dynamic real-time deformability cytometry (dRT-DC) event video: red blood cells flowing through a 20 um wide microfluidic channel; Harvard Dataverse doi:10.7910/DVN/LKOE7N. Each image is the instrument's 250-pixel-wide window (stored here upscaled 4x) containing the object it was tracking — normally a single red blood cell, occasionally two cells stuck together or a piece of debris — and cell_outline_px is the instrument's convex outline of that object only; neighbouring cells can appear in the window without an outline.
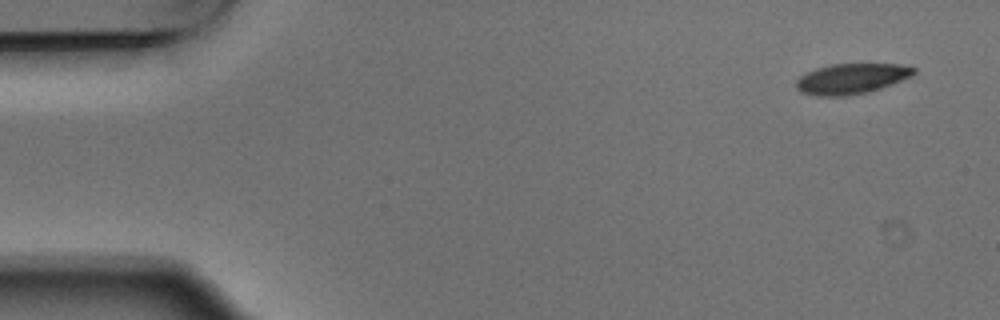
{"species": "Egyptian fruit bat (a non-hibernating species)", "species_latin": "Rousettus aegyptiacus", "temperature_condition": "warm", "stored_images_in_passage": 6, "camera_frame_rate_fps": 3000, "um_per_image_px": 0.085, "animal": {"sex": "male"}, "frame": {"image": 1, "passage_image": 1, "time_ms": 0.0, "image_size_px": [1000, 320], "cell_outline_px": [[916, 72], [912, 76], [892, 84], [868, 92], [844, 96], [816, 96], [800, 92], [796, 88], [796, 80], [800, 76], [816, 68], [832, 64], [900, 64], [916, 68]], "centroid_in_image_um": [72.37, 6.69], "position_along_channel_um": 12.6, "area_um2": 20.87}}
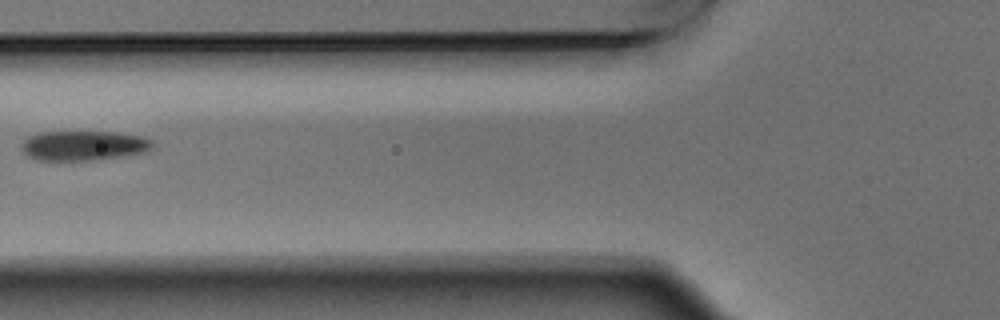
{"frame": {"image": 2, "passage_image": 5, "time_ms": 1.333, "image_size_px": [1000, 320], "cell_outline_px": [[152, 144], [144, 152], [120, 156], [92, 160], [36, 160], [28, 156], [20, 148], [20, 144], [28, 136], [40, 132], [112, 132], [144, 136], [152, 140]], "centroid_in_image_um": [7.04, 12.37], "position_along_channel_um": 118.8, "area_um2": 22.54}}
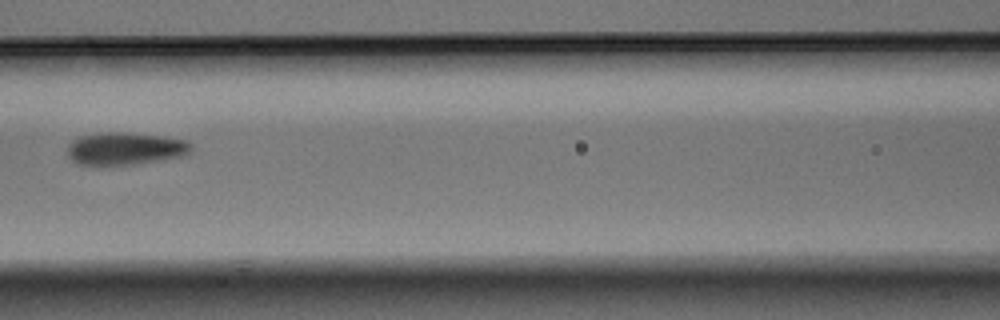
{"frame": {"image": 3, "passage_image": 6, "time_ms": 1.667, "image_size_px": [1000, 320], "cell_outline_px": [[192, 148], [184, 156], [136, 164], [96, 168], [76, 164], [68, 156], [68, 144], [72, 140], [80, 136], [108, 132], [124, 132], [160, 136], [184, 140], [192, 144]], "centroid_in_image_um": [10.56, 12.68], "position_along_channel_um": 156.0, "area_um2": 24.04}}